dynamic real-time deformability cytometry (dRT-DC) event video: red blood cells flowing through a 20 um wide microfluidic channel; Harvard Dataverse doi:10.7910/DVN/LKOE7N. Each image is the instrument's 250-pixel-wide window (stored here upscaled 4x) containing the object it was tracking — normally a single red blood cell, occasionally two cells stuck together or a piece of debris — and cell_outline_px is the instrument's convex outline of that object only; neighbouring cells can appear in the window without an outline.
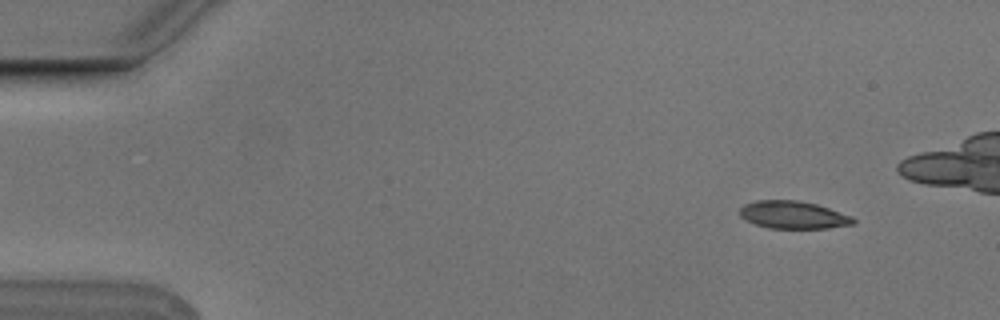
{"species": "Egyptian fruit bat (a non-hibernating species)", "species_latin": "Rousettus aegyptiacus", "temperature_condition": "cold", "stored_images_in_passage": 5, "camera_frame_rate_fps": 3000, "um_per_image_px": 0.085, "animal": {"sex": "male"}, "frame": {"image": 1, "passage_image": 1, "time_ms": 0.0, "image_size_px": [1000, 320], "cell_outline_px": [[856, 220], [852, 224], [828, 228], [768, 228], [756, 224], [740, 216], [740, 208], [744, 204], [756, 200], [796, 200], [816, 204], [852, 216]], "centroid_in_image_um": [67.41, 18.26], "position_along_channel_um": 17.6, "area_um2": 18.09}}